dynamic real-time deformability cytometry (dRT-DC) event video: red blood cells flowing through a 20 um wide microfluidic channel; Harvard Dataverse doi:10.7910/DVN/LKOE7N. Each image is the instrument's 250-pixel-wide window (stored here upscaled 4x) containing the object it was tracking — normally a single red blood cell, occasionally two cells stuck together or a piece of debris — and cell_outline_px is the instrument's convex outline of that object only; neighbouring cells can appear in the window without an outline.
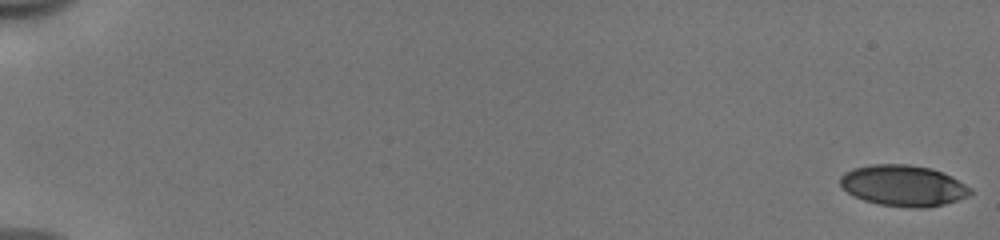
{"species": "human", "species_latin": "Homo sapiens", "temperature_condition": "cold", "stored_images_in_passage": 45, "camera_frame_rate_fps": 3000, "um_per_image_px": 0.085, "donor": {"sex": "male"}, "frame": {"image": 1, "passage_image": 1, "time_ms": 0.0, "image_size_px": [1000, 240], "cell_outline_px": [[972, 192], [968, 196], [944, 204], [924, 208], [912, 208], [880, 204], [864, 200], [848, 192], [840, 184], [840, 176], [844, 172], [852, 168], [872, 164], [908, 164], [932, 168], [952, 176], [972, 188]], "centroid_in_image_um": [76.79, 15.76], "position_along_channel_um": 8.2, "area_um2": 31.15}}
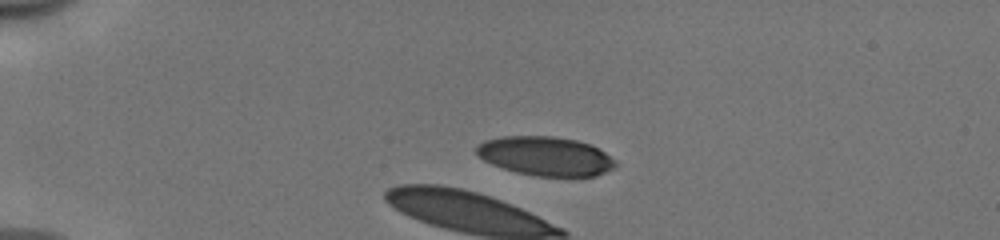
{"frame": {"image": 2, "passage_image": 13, "time_ms": 4.0, "image_size_px": [1000, 240], "cell_outline_px": [[616, 168], [596, 176], [536, 176], [516, 172], [492, 164], [484, 160], [476, 152], [476, 148], [484, 140], [504, 136], [552, 136], [576, 140], [588, 144], [604, 152], [616, 160]], "centroid_in_image_um": [46.39, 13.27], "position_along_channel_um": 38.6, "area_um2": 31.5}, "authors_computed_cell_mechanics": {"area_um2": 42.3674, "velocity_mm_per_s": 3.9215, "shape_relaxation_time_tau1_ms": 3.2827, "shape_relaxation_time_tau2_ms": 1.0578, "deformation_change_tau1": 0.1052, "deformation_change_tau2": 0.0482}}